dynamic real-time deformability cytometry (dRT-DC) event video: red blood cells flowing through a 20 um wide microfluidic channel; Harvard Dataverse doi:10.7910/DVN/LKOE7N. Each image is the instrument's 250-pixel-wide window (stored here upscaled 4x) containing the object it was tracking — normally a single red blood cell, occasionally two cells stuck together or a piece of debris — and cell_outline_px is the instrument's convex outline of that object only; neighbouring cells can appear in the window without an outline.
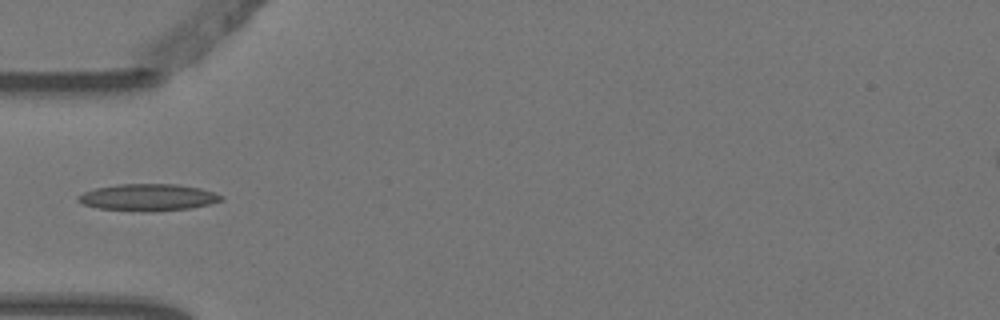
{"species": "Egyptian fruit bat (a non-hibernating species)", "species_latin": "Rousettus aegyptiacus", "temperature_condition": "warm", "stored_images_in_passage": 2, "camera_frame_rate_fps": 3000, "um_per_image_px": 0.085, "animal": {"sex": "female"}, "frame": {"image": 1, "passage_image": 1, "time_ms": 0.0, "image_size_px": [1000, 320], "cell_outline_px": [[224, 200], [208, 204], [188, 208], [152, 212], [148, 212], [96, 208], [84, 204], [76, 200], [76, 196], [84, 192], [96, 188], [116, 184], [176, 184], [200, 188], [216, 192], [224, 196]], "centroid_in_image_um": [12.59, 16.77], "position_along_channel_um": 72.4, "area_um2": 22.54}}
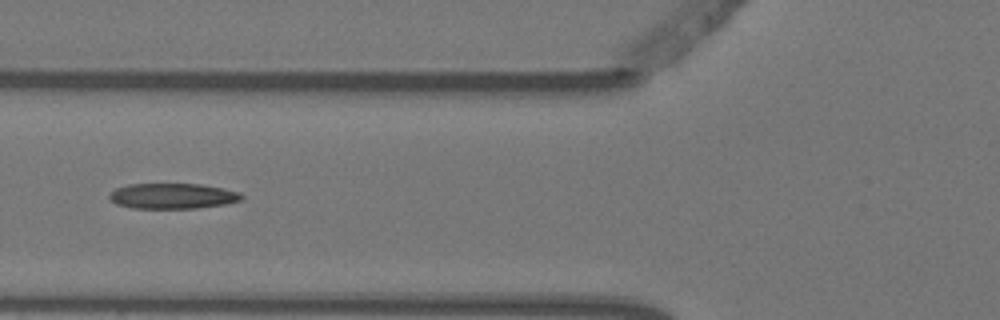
{"frame": {"image": 2, "passage_image": 2, "time_ms": 0.333, "image_size_px": [1000, 320], "cell_outline_px": [[244, 196], [240, 200], [224, 204], [196, 208], [132, 208], [116, 204], [108, 196], [116, 188], [128, 184], [200, 184], [240, 192]], "centroid_in_image_um": [14.65, 16.66], "position_along_channel_um": 111.1, "area_um2": 19.42}}